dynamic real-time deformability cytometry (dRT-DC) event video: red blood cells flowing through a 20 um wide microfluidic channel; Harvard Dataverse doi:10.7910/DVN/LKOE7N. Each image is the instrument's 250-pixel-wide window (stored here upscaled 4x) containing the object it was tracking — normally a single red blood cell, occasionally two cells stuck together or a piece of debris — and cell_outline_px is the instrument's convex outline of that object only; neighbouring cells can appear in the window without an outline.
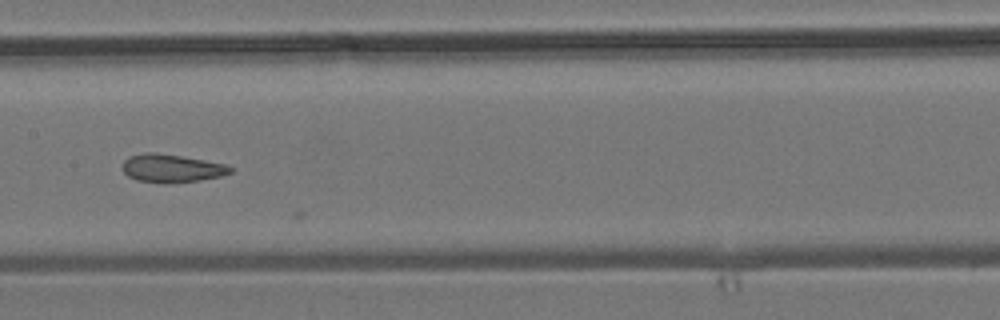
{"species": "common noctule bat (a hibernating species)", "species_latin": "Nyctalus noctula", "temperature_condition": "room temperature", "stored_images_in_passage": 7, "camera_frame_rate_fps": 3000, "um_per_image_px": 0.085, "animal": {"sex": "male", "body_mass_g": 19.2, "forearm_length_mm": 51.8}, "frame": {"image": 1, "passage_image": 7, "time_ms": 8.0, "image_size_px": [1000, 320], "cell_outline_px": [[232, 172], [220, 176], [200, 180], [136, 180], [128, 176], [124, 172], [124, 160], [128, 156], [144, 152], [156, 152], [204, 160], [224, 164], [232, 168]], "centroid_in_image_um": [14.57, 14.24], "position_along_channel_um": 192.8, "area_um2": 16.7}}